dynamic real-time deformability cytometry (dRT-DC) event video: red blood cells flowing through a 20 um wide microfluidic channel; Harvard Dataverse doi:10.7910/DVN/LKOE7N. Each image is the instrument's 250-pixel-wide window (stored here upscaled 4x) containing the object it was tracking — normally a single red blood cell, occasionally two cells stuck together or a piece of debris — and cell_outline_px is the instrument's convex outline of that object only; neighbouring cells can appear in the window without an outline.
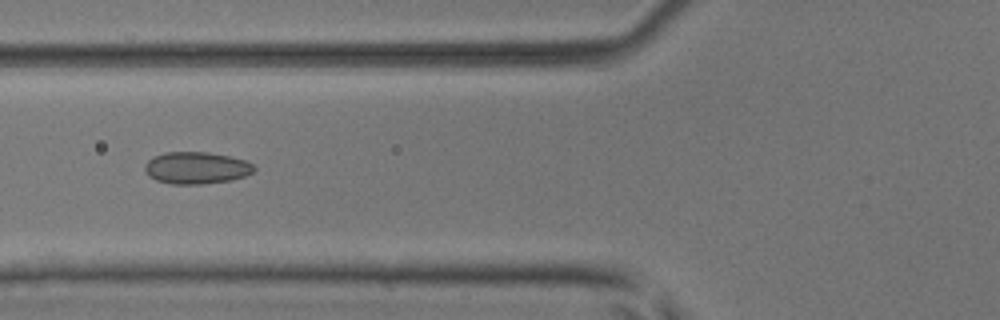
{"species": "common noctule bat (a hibernating species)", "species_latin": "Nyctalus noctula", "temperature_condition": "room temperature", "stored_images_in_passage": 6, "camera_frame_rate_fps": 3000, "um_per_image_px": 0.085, "animal": {"sex": "male", "body_mass_g": 17.9, "forearm_length_mm": 54.2}, "frame": {"image": 1, "passage_image": 6, "time_ms": 1.667, "image_size_px": [1000, 320], "cell_outline_px": [[256, 168], [252, 172], [244, 176], [232, 180], [200, 184], [172, 184], [156, 180], [148, 176], [144, 172], [144, 164], [152, 156], [164, 152], [208, 152], [228, 156], [244, 160], [252, 164]], "centroid_in_image_um": [16.63, 14.27], "position_along_channel_um": 109.2, "area_um2": 20.46}}